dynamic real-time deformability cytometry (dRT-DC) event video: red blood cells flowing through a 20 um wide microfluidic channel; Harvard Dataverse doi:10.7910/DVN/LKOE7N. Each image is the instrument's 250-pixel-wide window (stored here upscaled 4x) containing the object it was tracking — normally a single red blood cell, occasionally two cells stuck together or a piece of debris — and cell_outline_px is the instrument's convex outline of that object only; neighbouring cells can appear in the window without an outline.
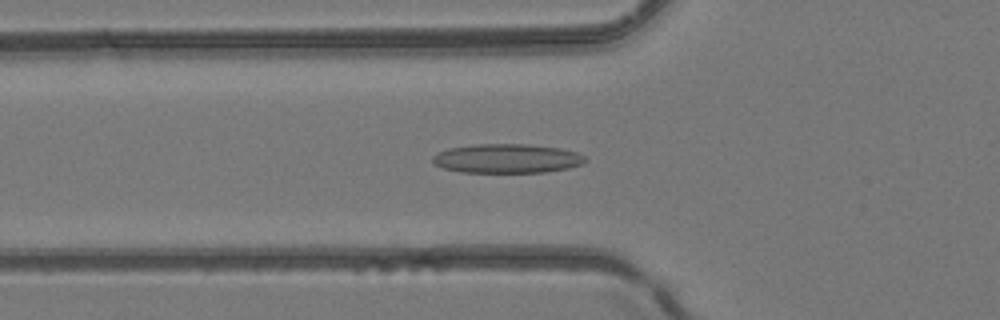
{"species": "common noctule bat (a hibernating species)", "species_latin": "Nyctalus noctula", "temperature_condition": "room temperature", "stored_images_in_passage": 51, "camera_frame_rate_fps": 3000, "um_per_image_px": 0.085, "animal": {"sex": "female", "body_mass_g": 24.6, "forearm_length_mm": 56.2}, "frame": {"image": 1, "passage_image": 18, "time_ms": 5.667, "image_size_px": [1000, 320], "cell_outline_px": [[588, 160], [584, 164], [568, 168], [544, 172], [460, 172], [444, 168], [436, 164], [432, 160], [432, 156], [448, 148], [472, 144], [528, 144], [560, 148], [576, 152], [584, 156]], "centroid_in_image_um": [43.12, 13.47], "position_along_channel_um": 82.7, "area_um2": 25.95}}
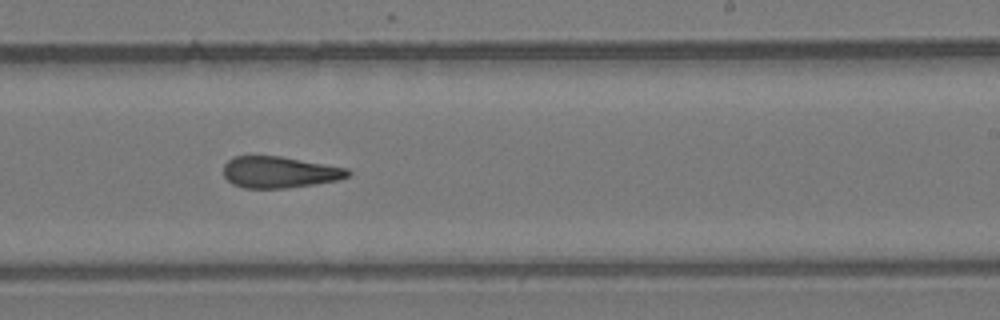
{"frame": {"image": 2, "passage_image": 31, "time_ms": 10.0, "image_size_px": [1000, 320], "cell_outline_px": [[352, 172], [348, 176], [340, 180], [284, 188], [244, 188], [232, 184], [224, 176], [224, 164], [232, 156], [280, 156], [348, 168]], "centroid_in_image_um": [23.75, 14.63], "position_along_channel_um": 265.2, "area_um2": 22.77}}
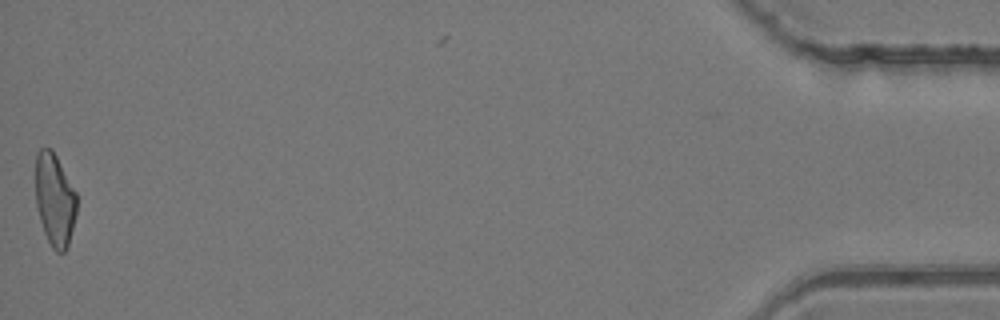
{"frame": {"image": 3, "passage_image": 50, "time_ms": 16.333, "image_size_px": [1000, 320], "cell_outline_px": [[76, 212], [68, 248], [64, 252], [56, 252], [52, 248], [44, 232], [40, 220], [36, 204], [36, 152], [40, 148], [52, 148], [76, 192]], "centroid_in_image_um": [4.65, 16.97], "position_along_channel_um": 430.6, "area_um2": 22.2}, "authors_computed_cell_mechanics": {"area_um2": 23.7558, "velocity_mm_per_s": 4.1958, "shape_relaxation_time_tau1_ms": null, "shape_relaxation_time_tau2_ms": 3.9344, "deformation_change_tau1": null, "deformation_change_tau2": 0.1423}}